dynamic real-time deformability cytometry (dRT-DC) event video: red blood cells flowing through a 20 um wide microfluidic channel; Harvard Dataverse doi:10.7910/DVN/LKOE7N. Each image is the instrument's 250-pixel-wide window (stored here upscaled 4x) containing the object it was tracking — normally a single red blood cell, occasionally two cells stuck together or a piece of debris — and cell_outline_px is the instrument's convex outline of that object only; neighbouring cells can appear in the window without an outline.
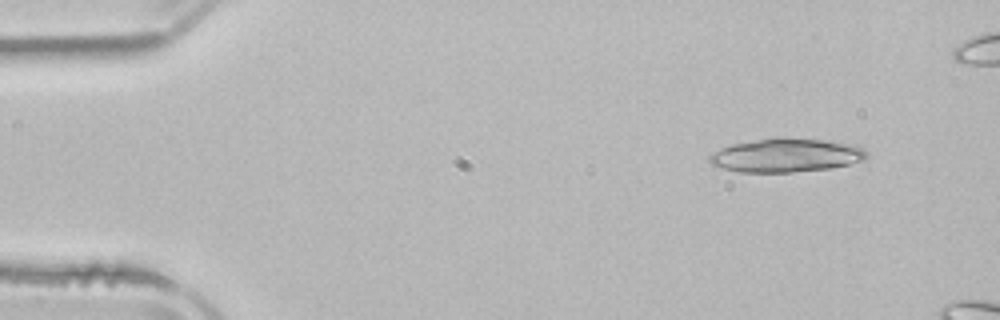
{"species": "common noctule bat (a hibernating species)", "species_latin": "Nyctalus noctula", "temperature_condition": "room temperature", "stored_images_in_passage": 3, "camera_frame_rate_fps": 3000, "um_per_image_px": 0.085, "animal": {"sex": "male", "body_mass_g": 21.5, "forearm_length_mm": 52.0}, "frame": {"image": 1, "passage_image": 1, "time_ms": 0.0, "image_size_px": [1000, 320], "cell_outline_px": [[868, 156], [864, 160], [848, 164], [828, 168], [792, 172], [740, 172], [724, 168], [712, 164], [708, 160], [708, 156], [712, 152], [720, 148], [732, 144], [776, 136], [824, 140], [856, 144], [864, 148], [868, 152]], "centroid_in_image_um": [66.84, 13.18], "position_along_channel_um": 18.2, "area_um2": 31.1}}